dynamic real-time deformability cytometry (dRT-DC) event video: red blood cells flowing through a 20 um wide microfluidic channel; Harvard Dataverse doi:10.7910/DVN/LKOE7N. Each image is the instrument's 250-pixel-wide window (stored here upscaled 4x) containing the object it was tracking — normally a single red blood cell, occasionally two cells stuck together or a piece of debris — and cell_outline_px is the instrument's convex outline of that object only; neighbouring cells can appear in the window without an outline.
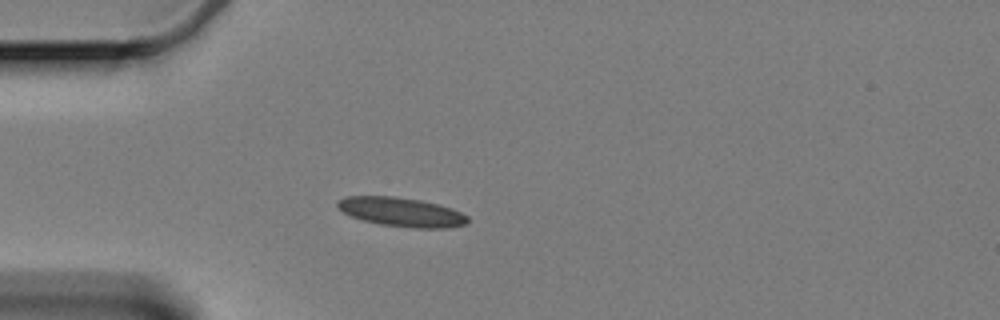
{"species": "Egyptian fruit bat (a non-hibernating species)", "species_latin": "Rousettus aegyptiacus", "temperature_condition": "cold", "stored_images_in_passage": 44, "camera_frame_rate_fps": 3000, "um_per_image_px": 0.085, "animal": {"sex": "female"}, "frame": {"image": 1, "passage_image": 1, "time_ms": 0.0, "image_size_px": [1000, 320], "cell_outline_px": [[468, 224], [448, 228], [416, 228], [380, 224], [364, 220], [352, 216], [336, 208], [336, 200], [348, 196], [392, 196], [420, 200], [452, 208], [468, 216]], "centroid_in_image_um": [34.12, 18.02], "position_along_channel_um": 50.9, "area_um2": 22.02}}
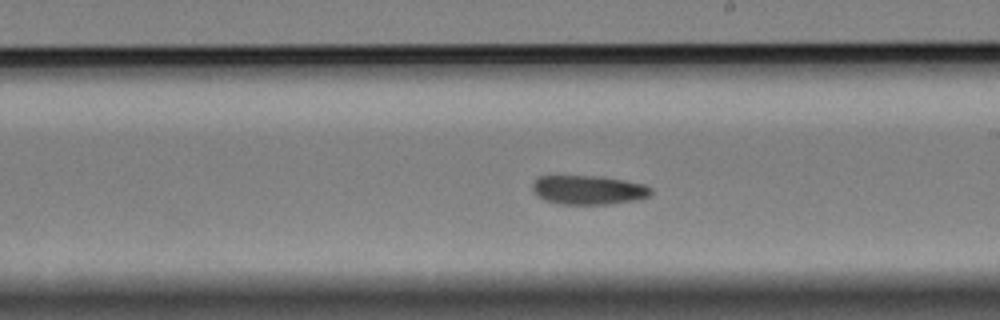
{"frame": {"image": 2, "passage_image": 19, "time_ms": 6.0, "image_size_px": [1000, 320], "cell_outline_px": [[652, 192], [648, 196], [636, 200], [612, 204], [556, 204], [544, 200], [536, 196], [532, 188], [532, 184], [536, 176], [600, 176], [624, 180], [644, 184], [652, 188]], "centroid_in_image_um": [49.98, 16.15], "position_along_channel_um": 239.0, "area_um2": 20.35}}
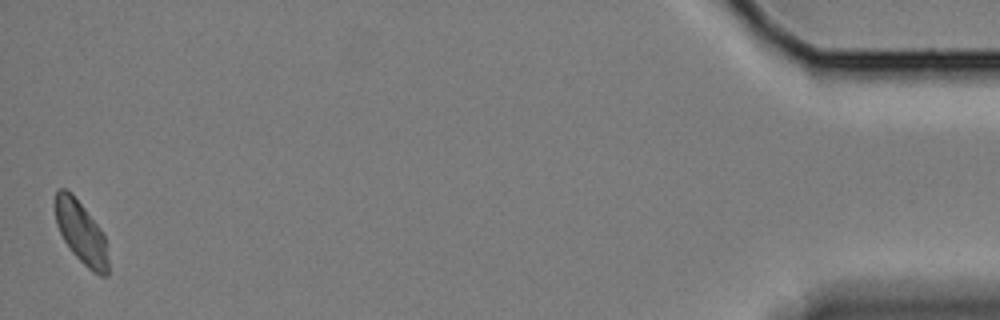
{"frame": {"image": 3, "passage_image": 44, "time_ms": 14.333, "image_size_px": [1000, 320], "cell_outline_px": [[108, 276], [100, 276], [92, 272], [72, 252], [64, 240], [56, 224], [56, 188], [68, 188], [72, 192], [100, 228], [104, 236], [108, 260]], "centroid_in_image_um": [6.9, 19.75], "position_along_channel_um": 428.3, "area_um2": 19.13}, "authors_computed_cell_mechanics": {"area_um2": 20.519, "velocity_mm_per_s": 3.3189, "shape_relaxation_time_tau1_ms": 7.5569, "shape_relaxation_time_tau2_ms": 4.9728, "deformation_change_tau1": 0.1288, "deformation_change_tau2": 0.0735}}